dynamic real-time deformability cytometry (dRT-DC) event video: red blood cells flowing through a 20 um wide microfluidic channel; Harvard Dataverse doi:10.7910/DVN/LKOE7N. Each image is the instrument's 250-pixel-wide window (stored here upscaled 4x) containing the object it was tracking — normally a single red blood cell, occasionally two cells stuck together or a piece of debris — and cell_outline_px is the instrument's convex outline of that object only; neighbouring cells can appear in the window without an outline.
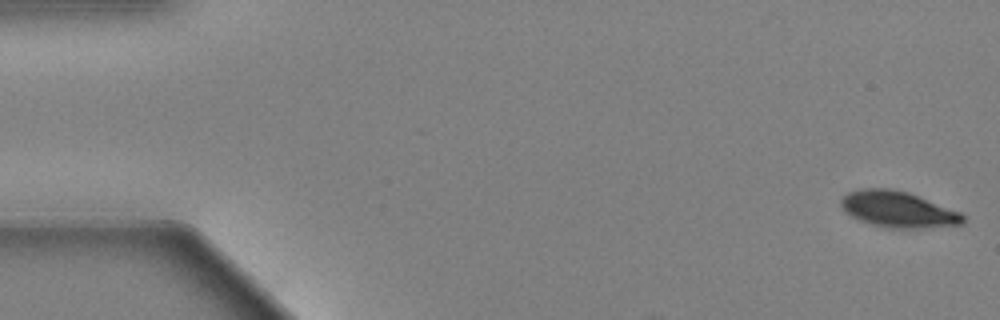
{"species": "Egyptian fruit bat (a non-hibernating species)", "species_latin": "Rousettus aegyptiacus", "temperature_condition": "warm", "stored_images_in_passage": 56, "camera_frame_rate_fps": 3000, "um_per_image_px": 0.085, "animal": {"sex": "female"}, "frame": {"image": 1, "passage_image": 1, "time_ms": 0.0, "image_size_px": [1000, 320], "cell_outline_px": [[964, 224], [920, 228], [888, 228], [872, 224], [860, 220], [844, 212], [840, 204], [840, 200], [848, 192], [860, 188], [892, 188], [908, 192], [960, 212], [964, 216]], "centroid_in_image_um": [76.3, 17.79], "position_along_channel_um": 8.7, "area_um2": 25.61}}
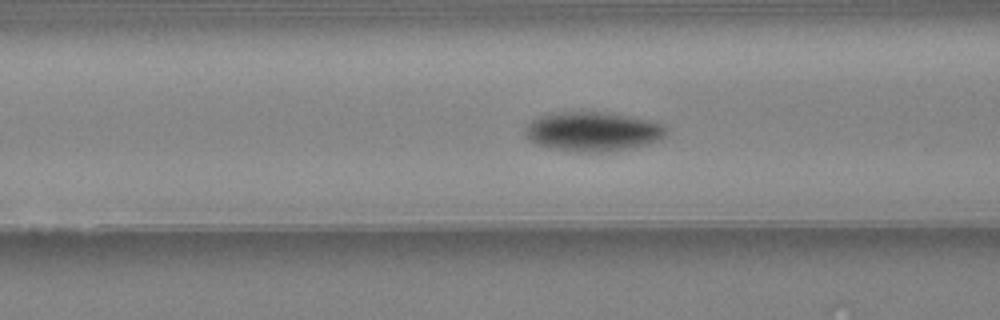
{"frame": {"image": 2, "passage_image": 22, "time_ms": 7.0, "image_size_px": [1000, 320], "cell_outline_px": [[668, 132], [660, 140], [648, 144], [632, 148], [600, 152], [572, 152], [548, 148], [536, 144], [528, 140], [524, 136], [528, 124], [532, 120], [540, 116], [560, 112], [600, 112], [624, 116], [664, 124], [668, 128]], "centroid_in_image_um": [50.37, 11.21], "position_along_channel_um": 116.2, "area_um2": 32.31}}
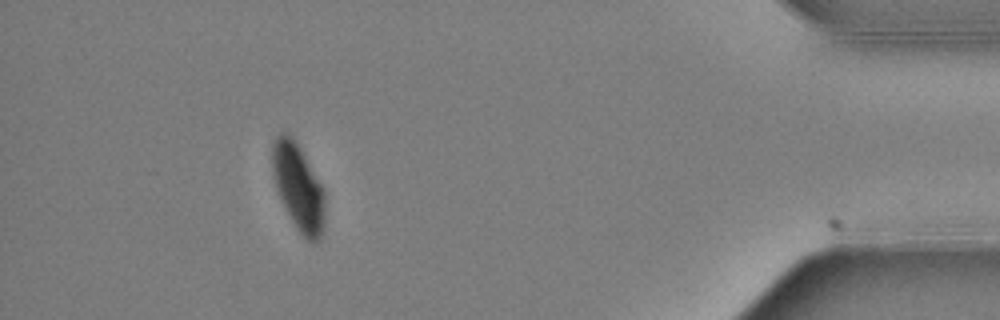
{"frame": {"image": 3, "passage_image": 51, "time_ms": 16.667, "image_size_px": [1000, 320], "cell_outline_px": [[324, 228], [320, 240], [316, 244], [308, 240], [296, 228], [284, 208], [276, 188], [272, 172], [272, 144], [276, 136], [280, 132], [288, 132], [292, 136], [300, 148], [320, 184], [324, 192]], "centroid_in_image_um": [25.34, 15.92], "position_along_channel_um": 409.9, "area_um2": 26.53}, "authors_computed_cell_mechanics": {"area_um2": 29.6803, "velocity_mm_per_s": 3.6295, "shape_relaxation_time_tau1_ms": 2.6636, "shape_relaxation_time_tau2_ms": null, "deformation_change_tau1": 0.1148, "deformation_change_tau2": null}}